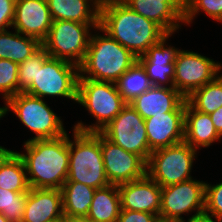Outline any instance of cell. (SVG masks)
<instances>
[{"mask_svg": "<svg viewBox=\"0 0 222 222\" xmlns=\"http://www.w3.org/2000/svg\"><path fill=\"white\" fill-rule=\"evenodd\" d=\"M99 27L137 58L167 34L158 24L136 13L123 1L100 5Z\"/></svg>", "mask_w": 222, "mask_h": 222, "instance_id": "6da1fadb", "label": "cell"}, {"mask_svg": "<svg viewBox=\"0 0 222 222\" xmlns=\"http://www.w3.org/2000/svg\"><path fill=\"white\" fill-rule=\"evenodd\" d=\"M22 158L30 188L61 189L69 169L68 133L53 139L24 141Z\"/></svg>", "mask_w": 222, "mask_h": 222, "instance_id": "7a4b0ae2", "label": "cell"}, {"mask_svg": "<svg viewBox=\"0 0 222 222\" xmlns=\"http://www.w3.org/2000/svg\"><path fill=\"white\" fill-rule=\"evenodd\" d=\"M94 31L85 60L79 66V78L115 83L138 58L100 27Z\"/></svg>", "mask_w": 222, "mask_h": 222, "instance_id": "3957f363", "label": "cell"}, {"mask_svg": "<svg viewBox=\"0 0 222 222\" xmlns=\"http://www.w3.org/2000/svg\"><path fill=\"white\" fill-rule=\"evenodd\" d=\"M68 135L69 169L66 182H80L99 189L110 185L104 170L100 132L73 129Z\"/></svg>", "mask_w": 222, "mask_h": 222, "instance_id": "277c9868", "label": "cell"}, {"mask_svg": "<svg viewBox=\"0 0 222 222\" xmlns=\"http://www.w3.org/2000/svg\"><path fill=\"white\" fill-rule=\"evenodd\" d=\"M88 110L89 115L96 119L95 123H75L73 129L82 132H100L127 104L115 83L95 81L86 78L78 79L77 102Z\"/></svg>", "mask_w": 222, "mask_h": 222, "instance_id": "5b68a950", "label": "cell"}, {"mask_svg": "<svg viewBox=\"0 0 222 222\" xmlns=\"http://www.w3.org/2000/svg\"><path fill=\"white\" fill-rule=\"evenodd\" d=\"M12 111L21 123L35 134L27 141L53 139L67 133L62 117L58 116L45 99L20 92L0 106V120Z\"/></svg>", "mask_w": 222, "mask_h": 222, "instance_id": "8992f818", "label": "cell"}, {"mask_svg": "<svg viewBox=\"0 0 222 222\" xmlns=\"http://www.w3.org/2000/svg\"><path fill=\"white\" fill-rule=\"evenodd\" d=\"M79 66L63 59L49 57L36 63L35 81L25 91L42 98L62 97L77 102Z\"/></svg>", "mask_w": 222, "mask_h": 222, "instance_id": "52a82bcc", "label": "cell"}, {"mask_svg": "<svg viewBox=\"0 0 222 222\" xmlns=\"http://www.w3.org/2000/svg\"><path fill=\"white\" fill-rule=\"evenodd\" d=\"M197 152L185 141L156 149L147 160L146 174L161 187L192 179L191 170Z\"/></svg>", "mask_w": 222, "mask_h": 222, "instance_id": "ba28073f", "label": "cell"}, {"mask_svg": "<svg viewBox=\"0 0 222 222\" xmlns=\"http://www.w3.org/2000/svg\"><path fill=\"white\" fill-rule=\"evenodd\" d=\"M99 24H83L74 21H52L50 31L41 43L50 57L63 59L80 66L88 50L91 29Z\"/></svg>", "mask_w": 222, "mask_h": 222, "instance_id": "9c48e42d", "label": "cell"}, {"mask_svg": "<svg viewBox=\"0 0 222 222\" xmlns=\"http://www.w3.org/2000/svg\"><path fill=\"white\" fill-rule=\"evenodd\" d=\"M205 184L204 181L192 178L162 187L159 217L189 222L204 216ZM192 212L194 214L189 216ZM183 214L189 216L187 221L182 217Z\"/></svg>", "mask_w": 222, "mask_h": 222, "instance_id": "30bf717a", "label": "cell"}, {"mask_svg": "<svg viewBox=\"0 0 222 222\" xmlns=\"http://www.w3.org/2000/svg\"><path fill=\"white\" fill-rule=\"evenodd\" d=\"M100 133L124 150L140 155L146 162L151 155L145 120L129 103Z\"/></svg>", "mask_w": 222, "mask_h": 222, "instance_id": "8fae6325", "label": "cell"}, {"mask_svg": "<svg viewBox=\"0 0 222 222\" xmlns=\"http://www.w3.org/2000/svg\"><path fill=\"white\" fill-rule=\"evenodd\" d=\"M222 64L194 51L183 50L175 61L174 88L185 98L220 74Z\"/></svg>", "mask_w": 222, "mask_h": 222, "instance_id": "7c38bea8", "label": "cell"}, {"mask_svg": "<svg viewBox=\"0 0 222 222\" xmlns=\"http://www.w3.org/2000/svg\"><path fill=\"white\" fill-rule=\"evenodd\" d=\"M104 170L111 185H120L146 175L147 162L138 154L115 145L100 133Z\"/></svg>", "mask_w": 222, "mask_h": 222, "instance_id": "4fadbf2b", "label": "cell"}, {"mask_svg": "<svg viewBox=\"0 0 222 222\" xmlns=\"http://www.w3.org/2000/svg\"><path fill=\"white\" fill-rule=\"evenodd\" d=\"M172 35L167 33L138 58L153 86L174 88L175 61L180 49L168 45L167 41Z\"/></svg>", "mask_w": 222, "mask_h": 222, "instance_id": "5bb4252c", "label": "cell"}, {"mask_svg": "<svg viewBox=\"0 0 222 222\" xmlns=\"http://www.w3.org/2000/svg\"><path fill=\"white\" fill-rule=\"evenodd\" d=\"M47 0H16L12 29L42 43L52 25Z\"/></svg>", "mask_w": 222, "mask_h": 222, "instance_id": "9a60e30c", "label": "cell"}, {"mask_svg": "<svg viewBox=\"0 0 222 222\" xmlns=\"http://www.w3.org/2000/svg\"><path fill=\"white\" fill-rule=\"evenodd\" d=\"M162 187L147 174L118 185L121 209L142 211L159 216Z\"/></svg>", "mask_w": 222, "mask_h": 222, "instance_id": "2e32d148", "label": "cell"}, {"mask_svg": "<svg viewBox=\"0 0 222 222\" xmlns=\"http://www.w3.org/2000/svg\"><path fill=\"white\" fill-rule=\"evenodd\" d=\"M136 13L154 21L166 33L175 34L184 24L182 0H122Z\"/></svg>", "mask_w": 222, "mask_h": 222, "instance_id": "e0dca14e", "label": "cell"}, {"mask_svg": "<svg viewBox=\"0 0 222 222\" xmlns=\"http://www.w3.org/2000/svg\"><path fill=\"white\" fill-rule=\"evenodd\" d=\"M149 149L154 151L184 141L185 111H171L145 119Z\"/></svg>", "mask_w": 222, "mask_h": 222, "instance_id": "ac0fdd59", "label": "cell"}, {"mask_svg": "<svg viewBox=\"0 0 222 222\" xmlns=\"http://www.w3.org/2000/svg\"><path fill=\"white\" fill-rule=\"evenodd\" d=\"M63 218L60 189L30 188L22 222H61Z\"/></svg>", "mask_w": 222, "mask_h": 222, "instance_id": "d6986e66", "label": "cell"}, {"mask_svg": "<svg viewBox=\"0 0 222 222\" xmlns=\"http://www.w3.org/2000/svg\"><path fill=\"white\" fill-rule=\"evenodd\" d=\"M129 104L145 120L171 111H185L186 98L175 88L152 86Z\"/></svg>", "mask_w": 222, "mask_h": 222, "instance_id": "ffe728a7", "label": "cell"}, {"mask_svg": "<svg viewBox=\"0 0 222 222\" xmlns=\"http://www.w3.org/2000/svg\"><path fill=\"white\" fill-rule=\"evenodd\" d=\"M53 21L99 24L100 3L97 0H47Z\"/></svg>", "mask_w": 222, "mask_h": 222, "instance_id": "44dd1931", "label": "cell"}, {"mask_svg": "<svg viewBox=\"0 0 222 222\" xmlns=\"http://www.w3.org/2000/svg\"><path fill=\"white\" fill-rule=\"evenodd\" d=\"M221 136L209 114L193 109L187 102L185 107L184 141L193 149L208 148L214 142L220 141Z\"/></svg>", "mask_w": 222, "mask_h": 222, "instance_id": "7402d4cb", "label": "cell"}, {"mask_svg": "<svg viewBox=\"0 0 222 222\" xmlns=\"http://www.w3.org/2000/svg\"><path fill=\"white\" fill-rule=\"evenodd\" d=\"M121 211L117 185L96 189L87 218L93 222H116Z\"/></svg>", "mask_w": 222, "mask_h": 222, "instance_id": "603a6c76", "label": "cell"}, {"mask_svg": "<svg viewBox=\"0 0 222 222\" xmlns=\"http://www.w3.org/2000/svg\"><path fill=\"white\" fill-rule=\"evenodd\" d=\"M41 43L18 31L4 30L0 32V59H7L17 64L22 63L40 47Z\"/></svg>", "mask_w": 222, "mask_h": 222, "instance_id": "cb8c5ba5", "label": "cell"}, {"mask_svg": "<svg viewBox=\"0 0 222 222\" xmlns=\"http://www.w3.org/2000/svg\"><path fill=\"white\" fill-rule=\"evenodd\" d=\"M60 190L64 217H87L96 189L80 182H65Z\"/></svg>", "mask_w": 222, "mask_h": 222, "instance_id": "d4e9b609", "label": "cell"}, {"mask_svg": "<svg viewBox=\"0 0 222 222\" xmlns=\"http://www.w3.org/2000/svg\"><path fill=\"white\" fill-rule=\"evenodd\" d=\"M0 187L19 193L30 190L25 164L16 151L0 165Z\"/></svg>", "mask_w": 222, "mask_h": 222, "instance_id": "484cf974", "label": "cell"}, {"mask_svg": "<svg viewBox=\"0 0 222 222\" xmlns=\"http://www.w3.org/2000/svg\"><path fill=\"white\" fill-rule=\"evenodd\" d=\"M117 90L126 103L149 90L153 84L145 68L137 61L116 82Z\"/></svg>", "mask_w": 222, "mask_h": 222, "instance_id": "4316f807", "label": "cell"}, {"mask_svg": "<svg viewBox=\"0 0 222 222\" xmlns=\"http://www.w3.org/2000/svg\"><path fill=\"white\" fill-rule=\"evenodd\" d=\"M186 102L193 109L209 115L222 107V74L193 91Z\"/></svg>", "mask_w": 222, "mask_h": 222, "instance_id": "83f0119b", "label": "cell"}, {"mask_svg": "<svg viewBox=\"0 0 222 222\" xmlns=\"http://www.w3.org/2000/svg\"><path fill=\"white\" fill-rule=\"evenodd\" d=\"M184 4V25L190 26L194 18L203 11L213 21L222 24V0H185Z\"/></svg>", "mask_w": 222, "mask_h": 222, "instance_id": "f1b7e54d", "label": "cell"}, {"mask_svg": "<svg viewBox=\"0 0 222 222\" xmlns=\"http://www.w3.org/2000/svg\"><path fill=\"white\" fill-rule=\"evenodd\" d=\"M27 193H19L0 187V212L10 222H22Z\"/></svg>", "mask_w": 222, "mask_h": 222, "instance_id": "f546056e", "label": "cell"}, {"mask_svg": "<svg viewBox=\"0 0 222 222\" xmlns=\"http://www.w3.org/2000/svg\"><path fill=\"white\" fill-rule=\"evenodd\" d=\"M49 54L41 46L34 54L19 64L18 93L25 92L35 81L36 63H44Z\"/></svg>", "mask_w": 222, "mask_h": 222, "instance_id": "4dcf8cb0", "label": "cell"}, {"mask_svg": "<svg viewBox=\"0 0 222 222\" xmlns=\"http://www.w3.org/2000/svg\"><path fill=\"white\" fill-rule=\"evenodd\" d=\"M18 73L19 64L0 59V93L4 103L18 94Z\"/></svg>", "mask_w": 222, "mask_h": 222, "instance_id": "1f68e13d", "label": "cell"}, {"mask_svg": "<svg viewBox=\"0 0 222 222\" xmlns=\"http://www.w3.org/2000/svg\"><path fill=\"white\" fill-rule=\"evenodd\" d=\"M204 216L222 221V182H206Z\"/></svg>", "mask_w": 222, "mask_h": 222, "instance_id": "d6a6232c", "label": "cell"}, {"mask_svg": "<svg viewBox=\"0 0 222 222\" xmlns=\"http://www.w3.org/2000/svg\"><path fill=\"white\" fill-rule=\"evenodd\" d=\"M16 0H0V32L10 30L14 20Z\"/></svg>", "mask_w": 222, "mask_h": 222, "instance_id": "836d02e7", "label": "cell"}, {"mask_svg": "<svg viewBox=\"0 0 222 222\" xmlns=\"http://www.w3.org/2000/svg\"><path fill=\"white\" fill-rule=\"evenodd\" d=\"M156 218L152 213L121 209L116 222H154Z\"/></svg>", "mask_w": 222, "mask_h": 222, "instance_id": "e575fe53", "label": "cell"}, {"mask_svg": "<svg viewBox=\"0 0 222 222\" xmlns=\"http://www.w3.org/2000/svg\"><path fill=\"white\" fill-rule=\"evenodd\" d=\"M217 133L222 137V107L210 114Z\"/></svg>", "mask_w": 222, "mask_h": 222, "instance_id": "d590c367", "label": "cell"}, {"mask_svg": "<svg viewBox=\"0 0 222 222\" xmlns=\"http://www.w3.org/2000/svg\"><path fill=\"white\" fill-rule=\"evenodd\" d=\"M14 150H10L0 145V165L4 162V160L13 152Z\"/></svg>", "mask_w": 222, "mask_h": 222, "instance_id": "8d00e7d4", "label": "cell"}, {"mask_svg": "<svg viewBox=\"0 0 222 222\" xmlns=\"http://www.w3.org/2000/svg\"><path fill=\"white\" fill-rule=\"evenodd\" d=\"M63 222H93L87 217H64Z\"/></svg>", "mask_w": 222, "mask_h": 222, "instance_id": "74e56055", "label": "cell"}, {"mask_svg": "<svg viewBox=\"0 0 222 222\" xmlns=\"http://www.w3.org/2000/svg\"><path fill=\"white\" fill-rule=\"evenodd\" d=\"M189 222H222V221L217 220V219H212V218H209L206 216H202V217H198L196 219H193Z\"/></svg>", "mask_w": 222, "mask_h": 222, "instance_id": "f35d334b", "label": "cell"}, {"mask_svg": "<svg viewBox=\"0 0 222 222\" xmlns=\"http://www.w3.org/2000/svg\"><path fill=\"white\" fill-rule=\"evenodd\" d=\"M154 222H180V221H177V220H171V219H168V218H162V217H157Z\"/></svg>", "mask_w": 222, "mask_h": 222, "instance_id": "ab89813d", "label": "cell"}, {"mask_svg": "<svg viewBox=\"0 0 222 222\" xmlns=\"http://www.w3.org/2000/svg\"><path fill=\"white\" fill-rule=\"evenodd\" d=\"M0 222H10L5 215L0 212Z\"/></svg>", "mask_w": 222, "mask_h": 222, "instance_id": "60d3db41", "label": "cell"}, {"mask_svg": "<svg viewBox=\"0 0 222 222\" xmlns=\"http://www.w3.org/2000/svg\"><path fill=\"white\" fill-rule=\"evenodd\" d=\"M100 4H103L105 2H109V1H122V0H97Z\"/></svg>", "mask_w": 222, "mask_h": 222, "instance_id": "b9f144b4", "label": "cell"}]
</instances>
